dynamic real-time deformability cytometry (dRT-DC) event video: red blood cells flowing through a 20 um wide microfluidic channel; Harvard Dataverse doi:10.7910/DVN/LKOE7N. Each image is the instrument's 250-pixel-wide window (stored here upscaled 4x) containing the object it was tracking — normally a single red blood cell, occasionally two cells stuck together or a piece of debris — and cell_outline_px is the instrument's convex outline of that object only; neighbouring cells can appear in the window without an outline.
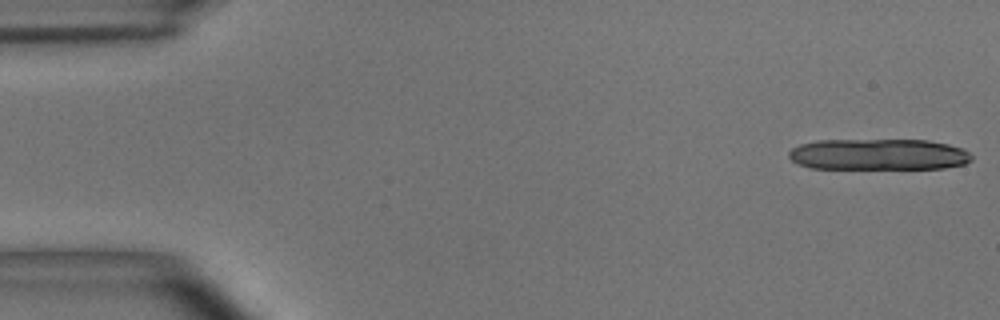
{"species": "common noctule bat (a hibernating species)", "species_latin": "Nyctalus noctula", "temperature_condition": "room temperature", "stored_images_in_passage": 5, "camera_frame_rate_fps": 3000, "um_per_image_px": 0.085, "animal": {"sex": "male", "body_mass_g": 15.6}, "frame": {"image": 1, "passage_image": 1, "time_ms": 0.0, "image_size_px": [1000, 320], "cell_outline_px": [[972, 160], [964, 164], [944, 168], [812, 168], [796, 164], [788, 156], [788, 152], [792, 148], [800, 144], [816, 140], [928, 140], [948, 144], [964, 148], [972, 156]], "centroid_in_image_um": [74.66, 13.12], "position_along_channel_um": 10.3, "area_um2": 33.35}}